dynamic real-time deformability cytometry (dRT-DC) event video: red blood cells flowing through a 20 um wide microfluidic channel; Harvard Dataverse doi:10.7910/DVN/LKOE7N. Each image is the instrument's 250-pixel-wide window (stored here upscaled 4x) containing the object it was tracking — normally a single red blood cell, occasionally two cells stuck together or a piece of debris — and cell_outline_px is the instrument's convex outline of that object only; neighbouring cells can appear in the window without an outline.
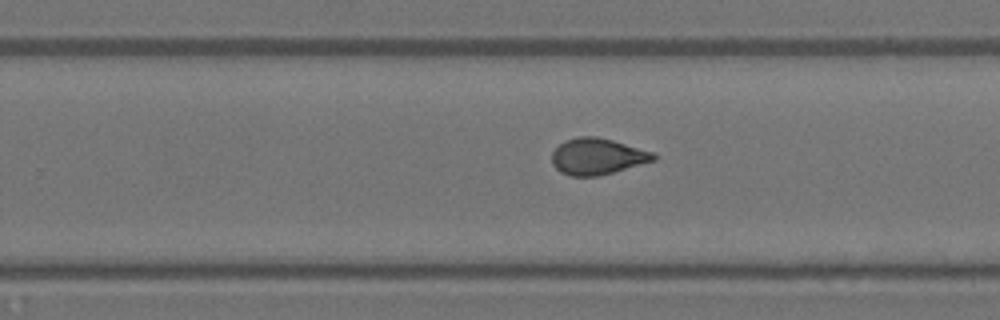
{"species": "Egyptian fruit bat (a non-hibernating species)", "species_latin": "Rousettus aegyptiacus", "temperature_condition": "warm", "stored_images_in_passage": 27, "camera_frame_rate_fps": 3000, "um_per_image_px": 0.085, "animal": {"sex": "female"}, "frame": {"image": 1, "passage_image": 20, "time_ms": 6.333, "image_size_px": [1000, 320], "cell_outline_px": [[656, 160], [600, 176], [568, 176], [560, 172], [552, 164], [552, 152], [560, 144], [568, 140], [580, 136], [596, 136], [612, 140], [652, 152], [656, 156]], "centroid_in_image_um": [50.76, 13.31], "position_along_channel_um": 279.0, "area_um2": 21.39}}
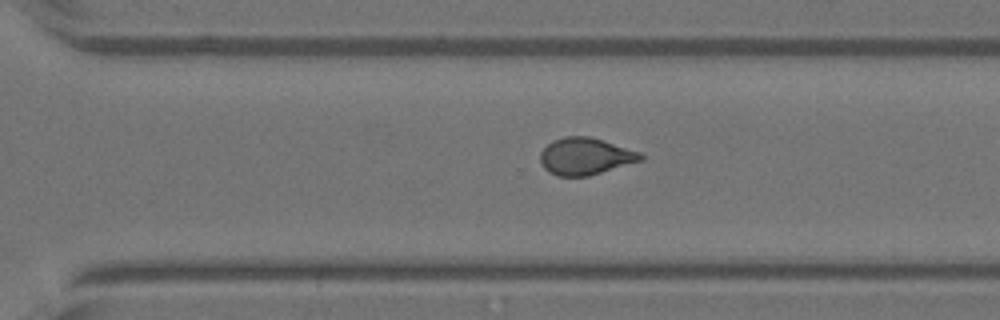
{"frame": {"image": 2, "passage_image": 23, "time_ms": 7.333, "image_size_px": [1000, 320], "cell_outline_px": [[644, 160], [588, 176], [556, 176], [548, 172], [540, 164], [540, 152], [552, 140], [564, 136], [588, 136], [640, 152], [644, 156]], "centroid_in_image_um": [49.73, 13.29], "position_along_channel_um": 320.9, "area_um2": 21.68}}